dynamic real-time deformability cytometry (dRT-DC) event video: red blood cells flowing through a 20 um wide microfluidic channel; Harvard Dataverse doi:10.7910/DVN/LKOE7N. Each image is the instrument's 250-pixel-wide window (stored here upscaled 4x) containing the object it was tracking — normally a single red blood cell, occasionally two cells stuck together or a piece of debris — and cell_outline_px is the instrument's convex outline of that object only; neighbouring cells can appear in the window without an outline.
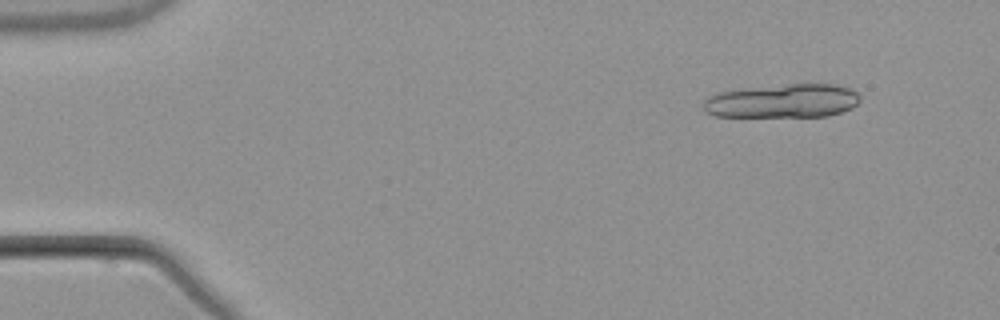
{"species": "common noctule bat (a hibernating species)", "species_latin": "Nyctalus noctula", "temperature_condition": "warm", "stored_images_in_passage": 7, "camera_frame_rate_fps": 3000, "um_per_image_px": 0.085, "animal": {"sex": "male", "body_mass_g": 21.5, "forearm_length_mm": 52.0}, "frame": {"image": 1, "passage_image": 2, "time_ms": 1.0, "image_size_px": [1000, 320], "cell_outline_px": [[860, 100], [852, 108], [828, 116], [712, 116], [704, 112], [704, 100], [708, 96], [720, 92], [752, 88], [788, 84], [836, 84], [852, 88], [860, 96]], "centroid_in_image_um": [66.55, 8.58], "position_along_channel_um": 18.4, "area_um2": 30.69}}